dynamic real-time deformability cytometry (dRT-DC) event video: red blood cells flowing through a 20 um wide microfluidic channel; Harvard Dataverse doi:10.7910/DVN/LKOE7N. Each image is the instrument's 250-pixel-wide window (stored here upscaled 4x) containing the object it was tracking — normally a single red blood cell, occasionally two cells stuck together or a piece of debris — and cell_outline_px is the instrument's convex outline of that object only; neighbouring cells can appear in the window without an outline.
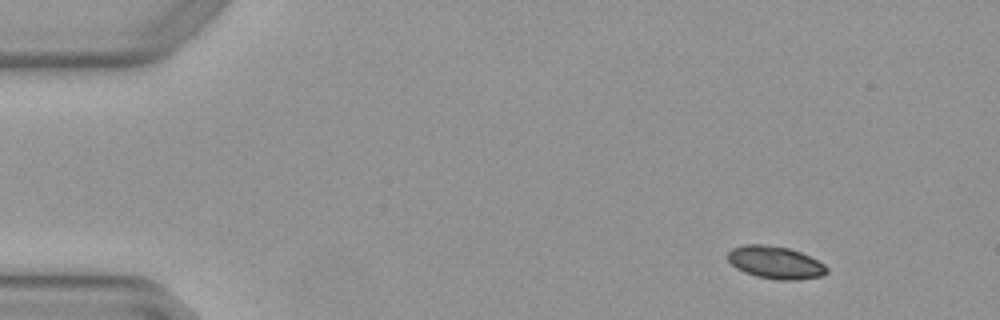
{"species": "Egyptian fruit bat (a non-hibernating species)", "species_latin": "Rousettus aegyptiacus", "temperature_condition": "warm", "stored_images_in_passage": 4, "camera_frame_rate_fps": 3000, "um_per_image_px": 0.085, "animal": {"sex": "female"}, "frame": {"image": 1, "passage_image": 1, "time_ms": 0.0, "image_size_px": [1000, 320], "cell_outline_px": [[828, 272], [824, 276], [796, 280], [780, 280], [756, 276], [744, 272], [736, 268], [728, 260], [728, 252], [732, 248], [744, 244], [764, 244], [788, 248], [800, 252], [824, 264], [828, 268]], "centroid_in_image_um": [65.91, 22.31], "position_along_channel_um": 19.1, "area_um2": 18.79}}
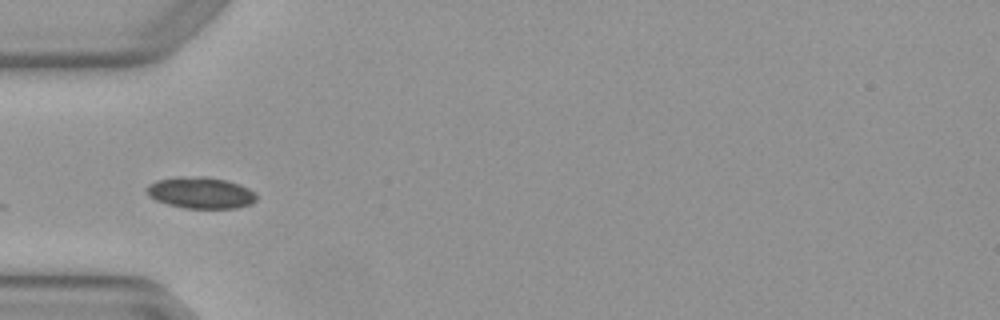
{"frame": {"image": 2, "passage_image": 4, "time_ms": 1.0, "image_size_px": [1000, 320], "cell_outline_px": [[256, 200], [248, 204], [236, 208], [184, 208], [168, 204], [156, 200], [148, 196], [148, 184], [156, 180], [176, 176], [204, 176], [224, 180], [240, 184], [256, 192]], "centroid_in_image_um": [17.04, 16.37], "position_along_channel_um": 68.0, "area_um2": 20.11}}